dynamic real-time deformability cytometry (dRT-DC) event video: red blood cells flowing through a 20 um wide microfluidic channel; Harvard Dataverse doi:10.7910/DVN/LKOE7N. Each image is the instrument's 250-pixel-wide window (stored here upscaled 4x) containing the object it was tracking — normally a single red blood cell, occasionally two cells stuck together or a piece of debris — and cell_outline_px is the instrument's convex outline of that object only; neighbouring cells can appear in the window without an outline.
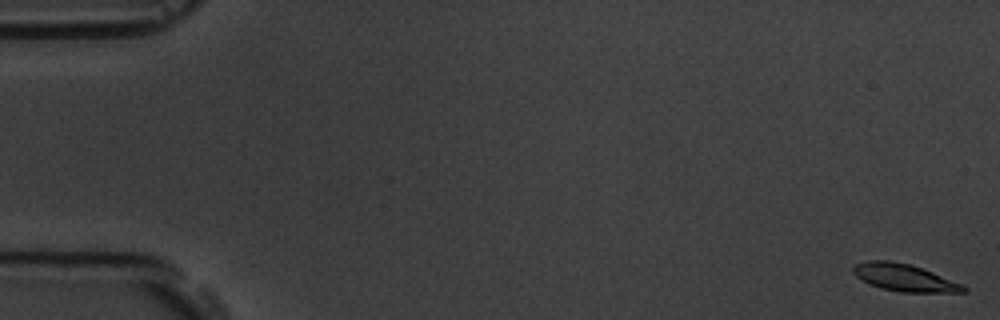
{"species": "common noctule bat (a hibernating species)", "species_latin": "Nyctalus noctula", "temperature_condition": "room temperature", "stored_images_in_passage": 6, "camera_frame_rate_fps": 3000, "um_per_image_px": 0.085, "animal": {"sex": "male", "body_mass_g": 19.5, "forearm_length_mm": 54.6}, "frame": {"image": 1, "passage_image": 1, "time_ms": 0.0, "image_size_px": [1000, 320], "cell_outline_px": [[968, 292], [900, 292], [880, 288], [856, 276], [852, 272], [852, 268], [856, 264], [868, 260], [888, 260], [912, 264], [964, 284], [968, 288]], "centroid_in_image_um": [76.92, 23.59], "position_along_channel_um": 8.1, "area_um2": 17.57}}
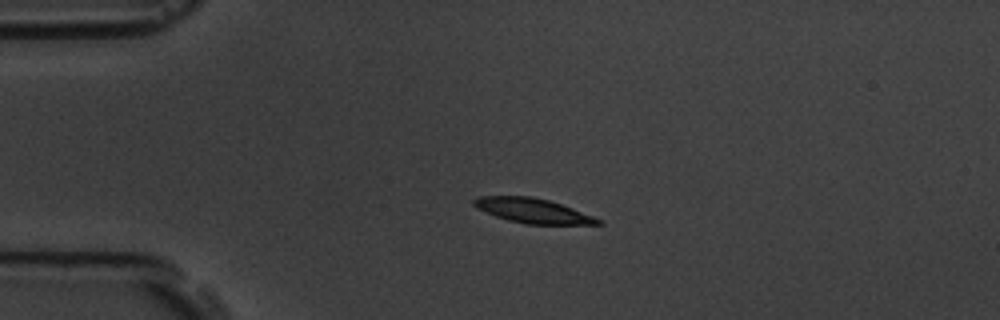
{"frame": {"image": 2, "passage_image": 5, "time_ms": 4.333, "image_size_px": [1000, 320], "cell_outline_px": [[604, 224], [524, 224], [508, 220], [496, 216], [476, 208], [472, 204], [472, 200], [476, 196], [532, 196], [548, 200], [572, 208], [592, 216], [600, 220]], "centroid_in_image_um": [45.22, 17.9], "position_along_channel_um": 39.8, "area_um2": 17.69}}